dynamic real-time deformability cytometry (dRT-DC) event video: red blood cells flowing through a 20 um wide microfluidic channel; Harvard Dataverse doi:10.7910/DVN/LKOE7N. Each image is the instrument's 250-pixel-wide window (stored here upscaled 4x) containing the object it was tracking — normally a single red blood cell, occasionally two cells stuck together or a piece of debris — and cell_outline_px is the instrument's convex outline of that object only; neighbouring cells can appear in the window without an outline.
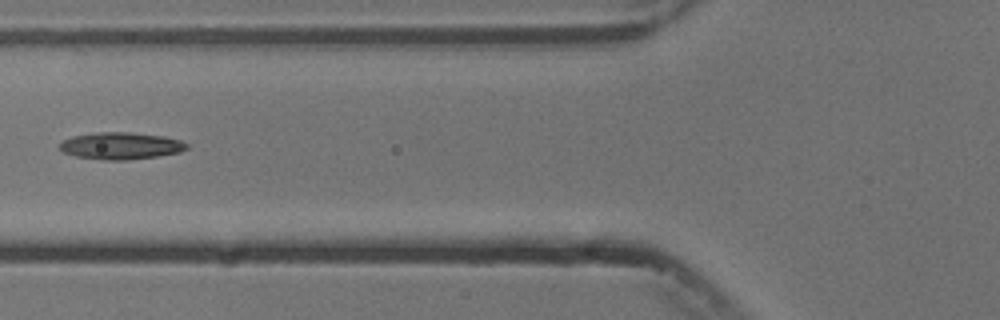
{"species": "common noctule bat (a hibernating species)", "species_latin": "Nyctalus noctula", "temperature_condition": "cold", "stored_images_in_passage": 7, "camera_frame_rate_fps": 3000, "um_per_image_px": 0.085, "animal": {"sex": "male", "body_mass_g": 13.3}, "frame": {"image": 1, "passage_image": 6, "time_ms": 6.667, "image_size_px": [1000, 320], "cell_outline_px": [[188, 148], [180, 152], [156, 156], [128, 160], [100, 160], [76, 156], [64, 152], [60, 148], [60, 144], [64, 140], [72, 136], [96, 132], [132, 132], [164, 136], [180, 140], [188, 144]], "centroid_in_image_um": [10.28, 12.39], "position_along_channel_um": 115.5, "area_um2": 20.0}}
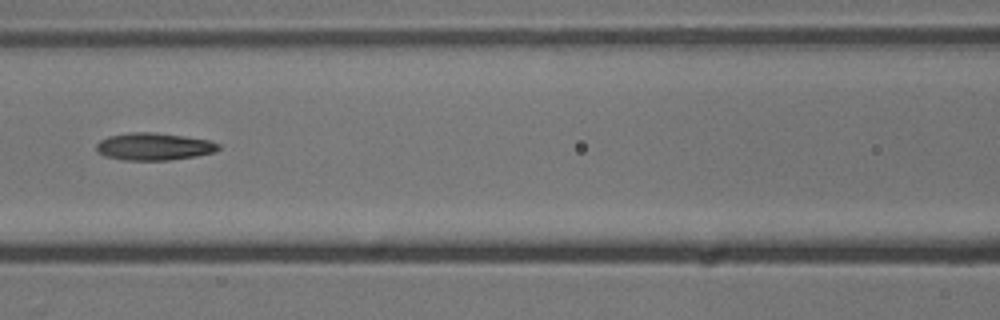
{"frame": {"image": 2, "passage_image": 7, "time_ms": 7.667, "image_size_px": [1000, 320], "cell_outline_px": [[220, 148], [216, 152], [196, 156], [168, 160], [124, 160], [104, 156], [96, 152], [96, 144], [100, 140], [108, 136], [128, 132], [156, 132], [212, 140], [220, 144]], "centroid_in_image_um": [13.09, 12.45], "position_along_channel_um": 153.5, "area_um2": 19.77}}